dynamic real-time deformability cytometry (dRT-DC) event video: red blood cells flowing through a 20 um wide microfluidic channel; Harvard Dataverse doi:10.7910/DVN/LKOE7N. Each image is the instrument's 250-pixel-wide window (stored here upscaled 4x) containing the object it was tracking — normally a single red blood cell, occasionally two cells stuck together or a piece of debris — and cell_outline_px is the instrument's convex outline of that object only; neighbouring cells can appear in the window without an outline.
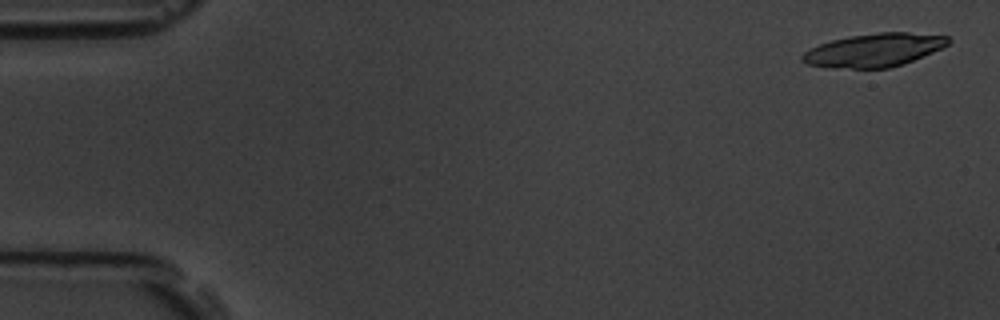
{"species": "common noctule bat (a hibernating species)", "species_latin": "Nyctalus noctula", "temperature_condition": "room temperature", "stored_images_in_passage": 4, "camera_frame_rate_fps": 3000, "um_per_image_px": 0.085, "animal": {"sex": "male", "body_mass_g": 19.5, "forearm_length_mm": 54.6}, "frame": {"image": 1, "passage_image": 1, "time_ms": 0.0, "image_size_px": [1000, 320], "cell_outline_px": [[952, 40], [948, 44], [932, 52], [912, 60], [888, 68], [832, 68], [808, 64], [800, 60], [800, 56], [804, 52], [820, 44], [832, 40], [848, 36], [880, 32], [908, 32], [948, 36]], "centroid_in_image_um": [74.27, 4.25], "position_along_channel_um": 10.7, "area_um2": 28.09}}